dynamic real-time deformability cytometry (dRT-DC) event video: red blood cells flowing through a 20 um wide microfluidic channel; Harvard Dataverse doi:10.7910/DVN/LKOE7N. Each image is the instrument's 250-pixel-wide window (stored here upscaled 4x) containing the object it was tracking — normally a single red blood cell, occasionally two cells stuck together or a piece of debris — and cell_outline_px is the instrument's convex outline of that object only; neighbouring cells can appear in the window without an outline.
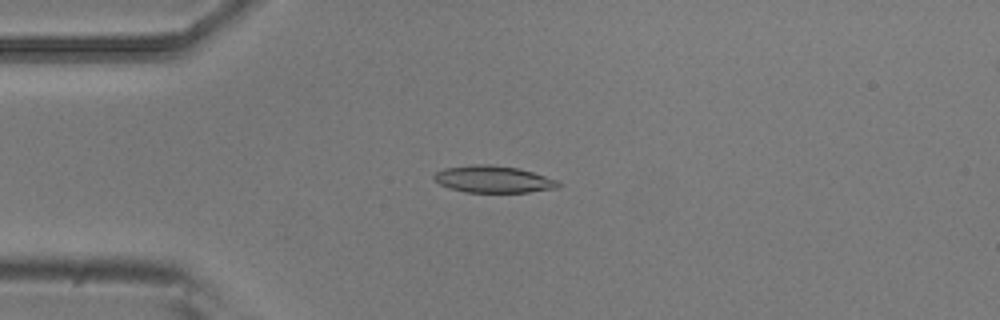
{"species": "common noctule bat (a hibernating species)", "species_latin": "Nyctalus noctula", "temperature_condition": "room temperature", "stored_images_in_passage": 9, "camera_frame_rate_fps": 3000, "um_per_image_px": 0.085, "animal": {"sex": "male", "body_mass_g": 20.5, "forearm_length_mm": 52.5}, "frame": {"image": 1, "passage_image": 4, "time_ms": 1.0, "image_size_px": [1000, 320], "cell_outline_px": [[560, 184], [556, 188], [528, 192], [464, 192], [440, 184], [432, 176], [436, 172], [444, 168], [476, 164], [488, 164], [516, 168], [532, 172], [556, 180]], "centroid_in_image_um": [41.9, 15.23], "position_along_channel_um": 43.1, "area_um2": 19.13}}
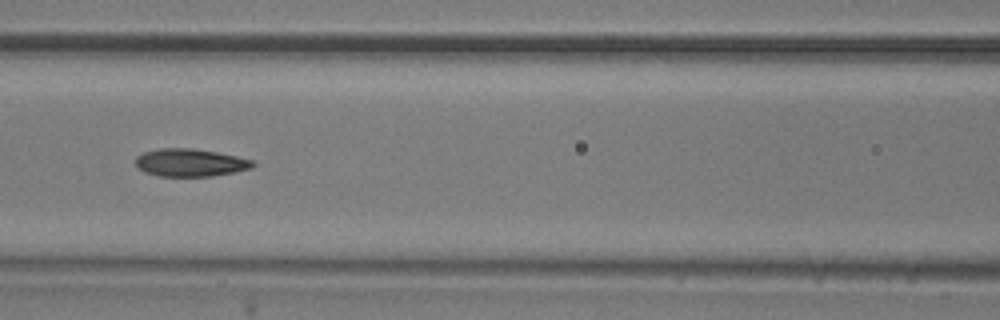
{"frame": {"image": 2, "passage_image": 7, "time_ms": 2.0, "image_size_px": [1000, 320], "cell_outline_px": [[256, 164], [252, 168], [236, 172], [212, 176], [160, 176], [144, 172], [136, 164], [136, 156], [144, 152], [160, 148], [192, 148], [216, 152], [236, 156], [252, 160]], "centroid_in_image_um": [16.19, 13.82], "position_along_channel_um": 150.4, "area_um2": 18.9}}
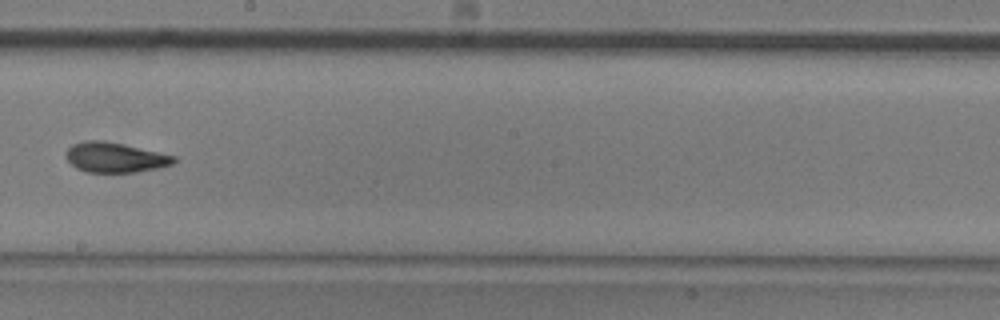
{"frame": {"image": 3, "passage_image": 9, "time_ms": 2.667, "image_size_px": [1000, 320], "cell_outline_px": [[176, 160], [172, 164], [156, 168], [136, 172], [88, 172], [76, 168], [64, 156], [64, 152], [72, 144], [84, 140], [104, 140], [124, 144], [176, 156]], "centroid_in_image_um": [9.73, 13.37], "position_along_channel_um": 238.5, "area_um2": 18.9}}